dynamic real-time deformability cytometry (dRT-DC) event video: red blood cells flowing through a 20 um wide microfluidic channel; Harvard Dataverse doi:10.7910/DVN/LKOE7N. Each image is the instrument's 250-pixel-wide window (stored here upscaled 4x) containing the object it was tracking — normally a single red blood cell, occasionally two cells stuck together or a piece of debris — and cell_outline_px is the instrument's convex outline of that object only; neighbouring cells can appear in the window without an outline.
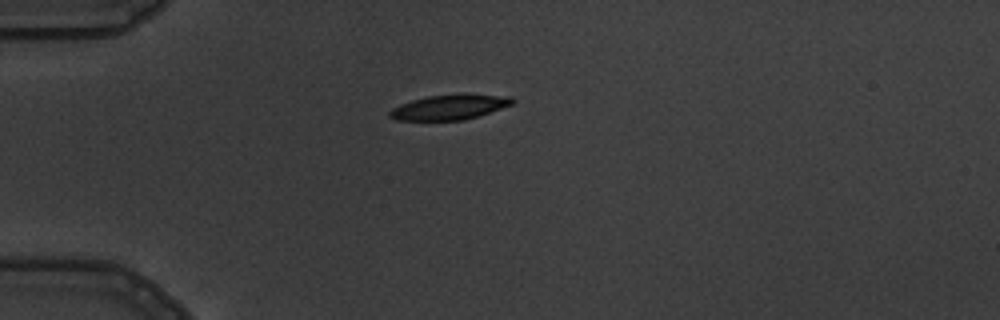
{"species": "common noctule bat (a hibernating species)", "species_latin": "Nyctalus noctula", "temperature_condition": "warm", "stored_images_in_passage": 2, "camera_frame_rate_fps": 3000, "um_per_image_px": 0.085, "animal": {"sex": "male", "body_mass_g": 19.5, "forearm_length_mm": 54.6}, "frame": {"image": 1, "passage_image": 1, "time_ms": 0.0, "image_size_px": [1000, 320], "cell_outline_px": [[516, 100], [512, 104], [464, 120], [396, 120], [388, 116], [388, 112], [392, 108], [400, 104], [412, 100], [428, 96], [460, 92], [464, 92], [512, 96]], "centroid_in_image_um": [38.23, 9.07], "position_along_channel_um": 46.8, "area_um2": 18.26}}